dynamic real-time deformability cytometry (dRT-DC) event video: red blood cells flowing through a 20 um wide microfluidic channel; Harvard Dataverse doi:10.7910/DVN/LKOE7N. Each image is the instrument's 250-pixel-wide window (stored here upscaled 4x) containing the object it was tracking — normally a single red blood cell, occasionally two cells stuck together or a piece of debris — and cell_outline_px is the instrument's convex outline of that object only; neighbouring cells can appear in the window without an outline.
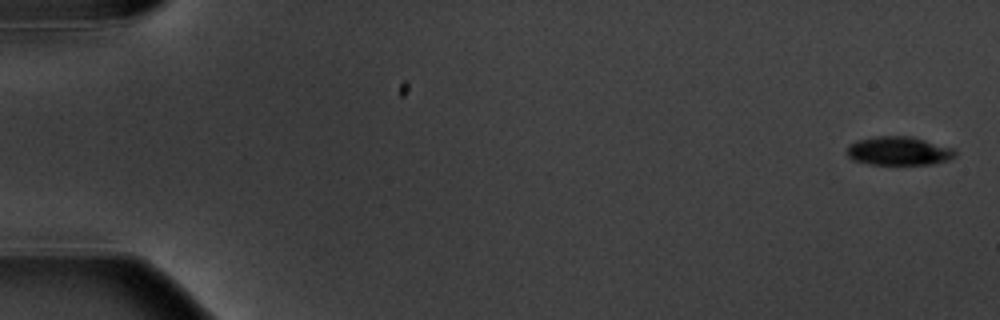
{"species": "common noctule bat (a hibernating species)", "species_latin": "Nyctalus noctula", "temperature_condition": "warm", "stored_images_in_passage": 6, "segment_of_instrument_passage": [2, 2], "camera_frame_rate_fps": 3000, "um_per_image_px": 0.085, "animal": {"sex": "male", "body_mass_g": 20.1, "forearm_length_mm": 53.5}, "frame": {"image": 1, "passage_image": 6, "time_ms": 7.0, "image_size_px": [1000, 320], "cell_outline_px": [[956, 156], [948, 160], [932, 164], [872, 164], [852, 160], [848, 156], [848, 144], [856, 140], [876, 136], [912, 136], [952, 148], [956, 152]], "centroid_in_image_um": [76.38, 12.82], "position_along_channel_um": 8.6, "area_um2": 18.03}}